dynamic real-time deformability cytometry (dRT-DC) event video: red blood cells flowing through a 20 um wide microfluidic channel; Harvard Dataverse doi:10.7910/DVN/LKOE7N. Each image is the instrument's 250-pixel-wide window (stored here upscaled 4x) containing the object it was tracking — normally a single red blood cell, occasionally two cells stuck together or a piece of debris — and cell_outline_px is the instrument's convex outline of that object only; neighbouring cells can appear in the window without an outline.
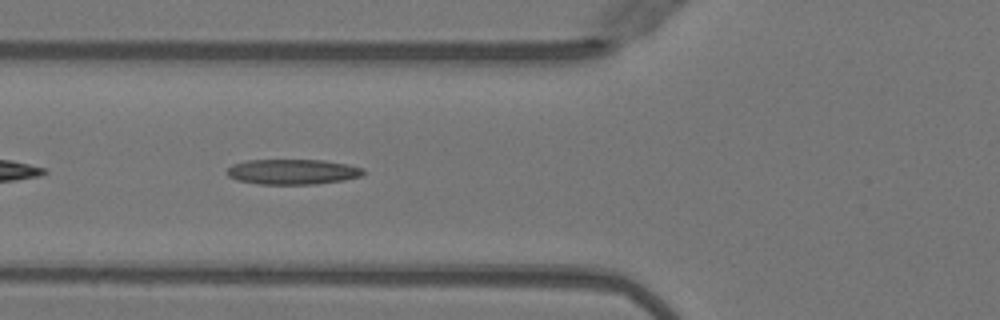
{"species": "Egyptian fruit bat (a non-hibernating species)", "species_latin": "Rousettus aegyptiacus", "temperature_condition": "warm", "stored_images_in_passage": 36, "camera_frame_rate_fps": 3000, "um_per_image_px": 0.085, "animal": {"sex": "female"}, "frame": {"image": 1, "passage_image": 5, "time_ms": 1.333, "image_size_px": [1000, 320], "cell_outline_px": [[364, 172], [360, 176], [344, 180], [316, 184], [260, 184], [236, 180], [228, 176], [224, 172], [232, 164], [248, 160], [324, 160], [348, 164], [364, 168]], "centroid_in_image_um": [24.85, 14.6], "position_along_channel_um": 101.0, "area_um2": 20.17}}
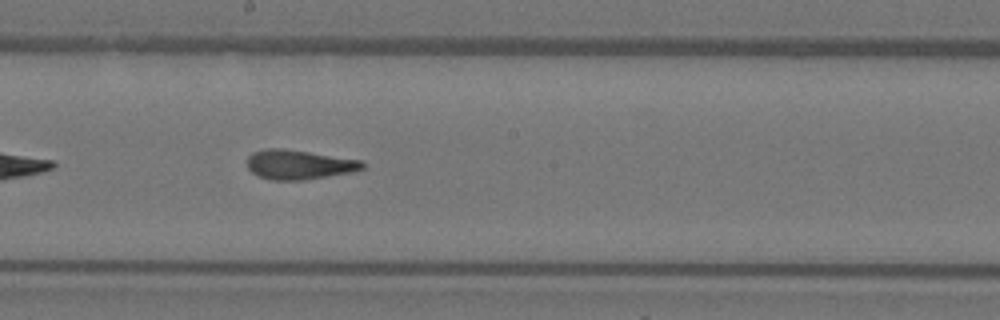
{"frame": {"image": 2, "passage_image": 14, "time_ms": 4.333, "image_size_px": [1000, 320], "cell_outline_px": [[364, 168], [352, 172], [304, 180], [272, 180], [260, 176], [252, 172], [248, 168], [248, 156], [252, 152], [268, 148], [284, 148], [360, 160], [364, 164]], "centroid_in_image_um": [25.4, 13.99], "position_along_channel_um": 222.8, "area_um2": 19.65}}
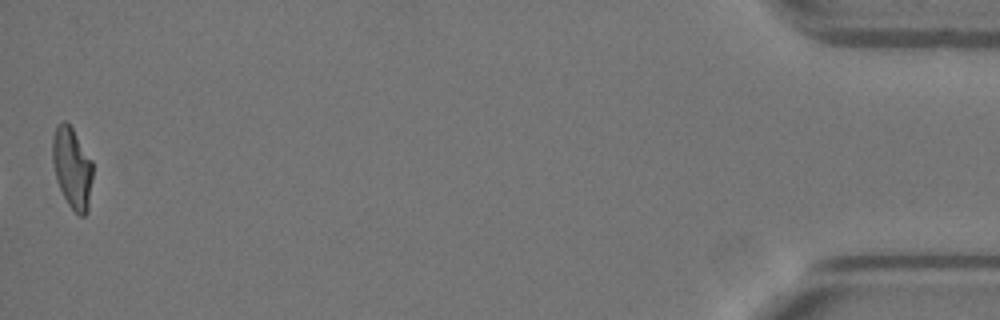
{"frame": {"image": 3, "passage_image": 36, "time_ms": 11.667, "image_size_px": [1000, 320], "cell_outline_px": [[92, 176], [88, 212], [84, 216], [80, 216], [68, 204], [56, 180], [52, 160], [52, 136], [56, 124], [64, 120], [72, 128], [92, 160]], "centroid_in_image_um": [6.12, 14.25], "position_along_channel_um": 429.1, "area_um2": 19.02}, "authors_computed_cell_mechanics": {"area_um2": 19.652, "velocity_mm_per_s": 4.0564, "shape_relaxation_time_tau1_ms": null, "shape_relaxation_time_tau2_ms": 1.7405, "deformation_change_tau1": null, "deformation_change_tau2": 0.1144}}